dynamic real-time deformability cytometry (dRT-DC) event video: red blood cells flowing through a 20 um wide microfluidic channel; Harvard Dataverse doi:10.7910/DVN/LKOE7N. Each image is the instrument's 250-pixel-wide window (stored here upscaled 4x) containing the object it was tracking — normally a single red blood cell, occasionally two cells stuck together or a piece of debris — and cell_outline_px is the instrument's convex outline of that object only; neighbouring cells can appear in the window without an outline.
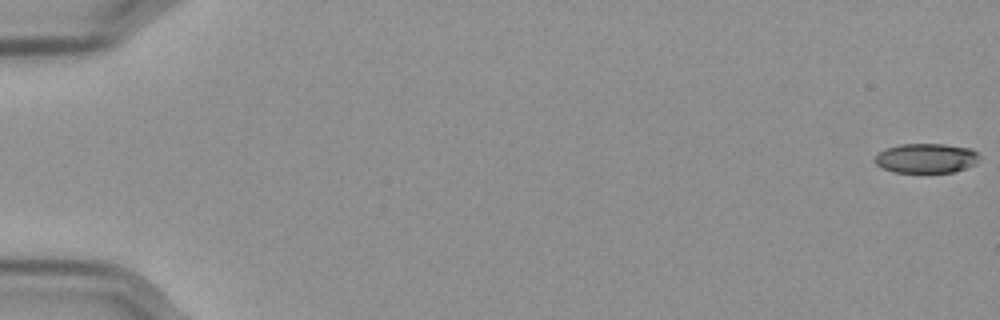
{"species": "Egyptian fruit bat (a non-hibernating species)", "species_latin": "Rousettus aegyptiacus", "temperature_condition": "cold", "stored_images_in_passage": 58, "camera_frame_rate_fps": 3000, "um_per_image_px": 0.085, "frame": {"image": 1, "passage_image": 1, "time_ms": 0.0, "image_size_px": [1000, 320], "cell_outline_px": [[980, 156], [976, 164], [952, 172], [892, 172], [880, 168], [876, 164], [876, 156], [880, 152], [888, 148], [900, 144], [944, 144], [972, 148]], "centroid_in_image_um": [78.74, 13.45], "position_along_channel_um": 6.3, "area_um2": 17.98}}
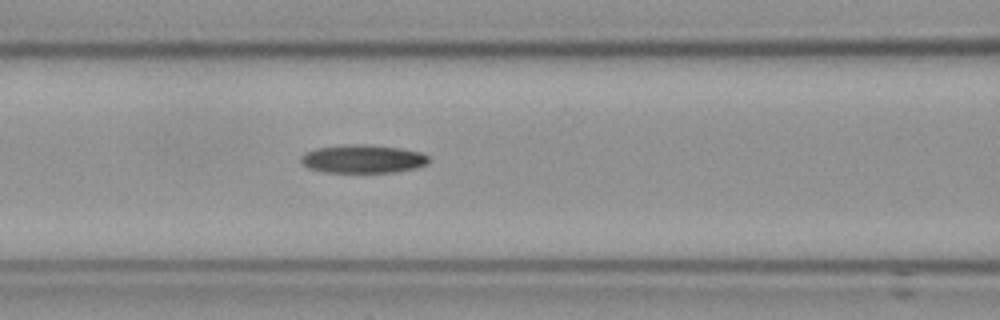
{"frame": {"image": 2, "passage_image": 26, "time_ms": 8.333, "image_size_px": [1000, 320], "cell_outline_px": [[428, 164], [416, 168], [396, 172], [324, 172], [308, 168], [300, 160], [300, 156], [304, 152], [316, 148], [356, 144], [364, 144], [400, 148], [420, 152], [428, 156]], "centroid_in_image_um": [30.84, 13.51], "position_along_channel_um": 135.8, "area_um2": 21.04}}
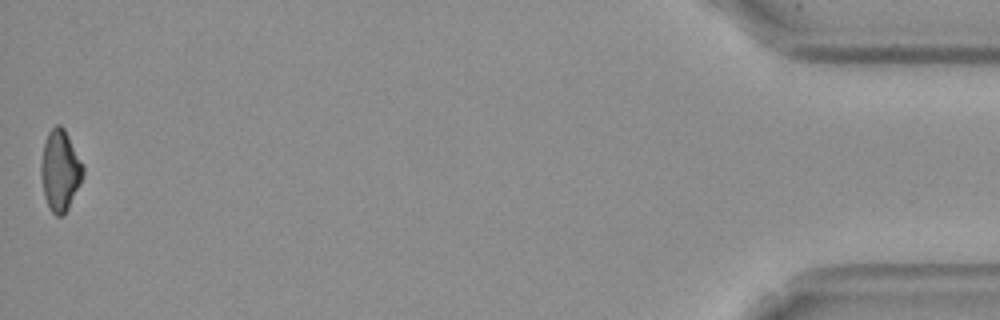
{"frame": {"image": 3, "passage_image": 58, "time_ms": 19.0, "image_size_px": [1000, 320], "cell_outline_px": [[84, 172], [80, 184], [68, 208], [60, 216], [56, 216], [52, 212], [44, 196], [40, 172], [40, 164], [44, 144], [48, 132], [56, 124], [60, 124], [64, 128], [84, 168]], "centroid_in_image_um": [5.09, 14.48], "position_along_channel_um": 430.1, "area_um2": 19.48}}